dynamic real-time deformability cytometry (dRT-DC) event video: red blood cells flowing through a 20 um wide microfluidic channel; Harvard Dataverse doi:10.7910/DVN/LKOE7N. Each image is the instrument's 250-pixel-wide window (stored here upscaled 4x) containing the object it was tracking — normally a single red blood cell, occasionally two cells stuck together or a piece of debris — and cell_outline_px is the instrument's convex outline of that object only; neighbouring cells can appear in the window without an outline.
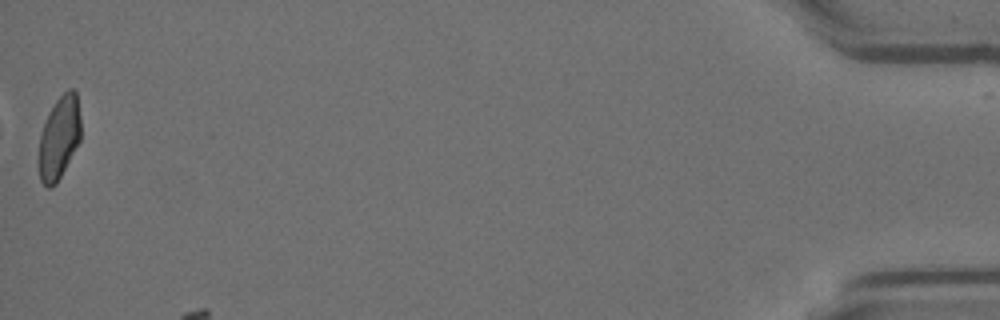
{"species": "Egyptian fruit bat (a non-hibernating species)", "species_latin": "Rousettus aegyptiacus", "temperature_condition": "room temperature", "stored_images_in_passage": 51, "camera_frame_rate_fps": 3000, "um_per_image_px": 0.085, "animal": {"sex": "female"}, "frame": {"image": 1, "passage_image": 51, "time_ms": 16.667, "image_size_px": [1000, 320], "cell_outline_px": [[80, 140], [56, 184], [52, 188], [48, 188], [40, 180], [40, 136], [48, 112], [56, 100], [68, 88], [72, 88], [76, 92], [80, 116]], "centroid_in_image_um": [5.04, 11.67], "position_along_channel_um": 430.2, "area_um2": 19.94}}